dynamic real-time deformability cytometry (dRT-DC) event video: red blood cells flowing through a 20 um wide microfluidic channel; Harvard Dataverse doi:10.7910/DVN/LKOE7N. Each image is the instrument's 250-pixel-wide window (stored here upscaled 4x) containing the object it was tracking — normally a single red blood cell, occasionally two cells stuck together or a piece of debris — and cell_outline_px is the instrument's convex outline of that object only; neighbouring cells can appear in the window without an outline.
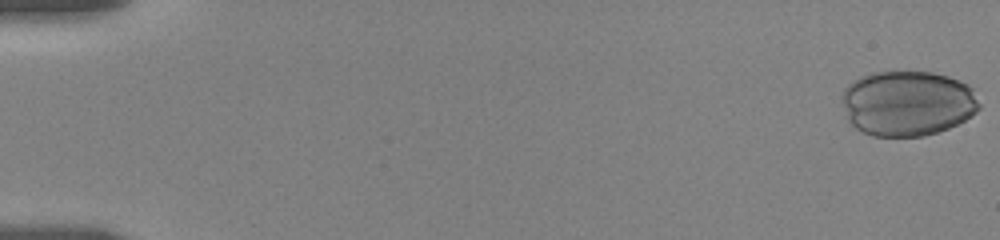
{"species": "human", "species_latin": "Homo sapiens", "temperature_condition": "room temperature", "stored_images_in_passage": 53, "camera_frame_rate_fps": 3000, "um_per_image_px": 0.085, "donor": {"sex": "female"}, "frame": {"image": 1, "passage_image": 1, "time_ms": 0.0, "image_size_px": [1000, 240], "cell_outline_px": [[980, 108], [972, 116], [948, 128], [924, 136], [872, 136], [856, 128], [848, 120], [844, 104], [844, 88], [848, 84], [860, 76], [872, 72], [932, 72], [948, 76], [968, 84], [972, 88], [980, 104]], "centroid_in_image_um": [77.17, 8.77], "position_along_channel_um": 7.8, "area_um2": 52.08}}
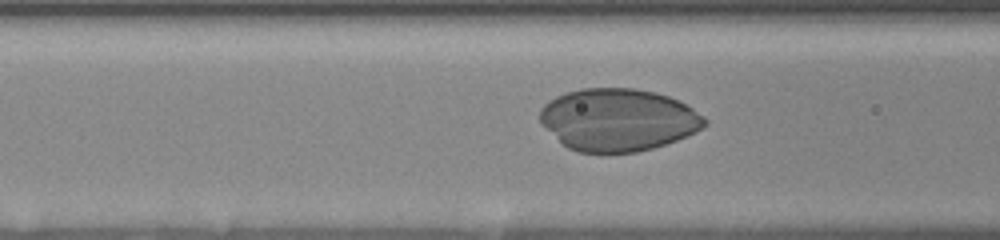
{"frame": {"image": 2, "passage_image": 24, "time_ms": 7.667, "image_size_px": [1000, 240], "cell_outline_px": [[708, 124], [676, 140], [652, 148], [636, 152], [580, 152], [568, 148], [540, 124], [540, 108], [548, 100], [564, 92], [580, 88], [636, 88], [656, 92], [668, 96], [692, 108], [704, 116], [708, 120]], "centroid_in_image_um": [52.5, 10.16], "position_along_channel_um": 114.1, "area_um2": 59.77}}
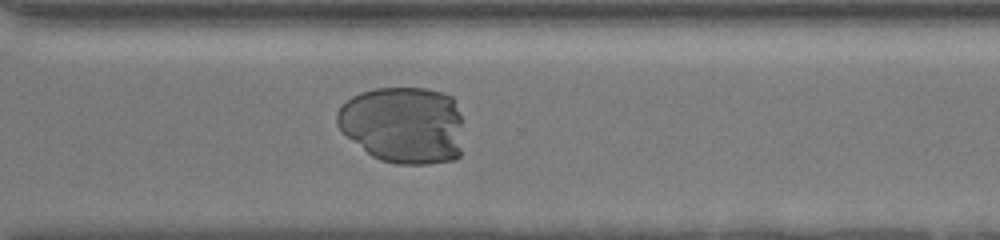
{"frame": {"image": 3, "passage_image": 44, "time_ms": 14.0, "image_size_px": [1000, 240], "cell_outline_px": [[460, 156], [456, 160], [424, 164], [396, 164], [380, 160], [372, 156], [352, 140], [336, 124], [336, 112], [352, 96], [360, 92], [376, 88], [428, 88], [444, 92], [452, 96], [460, 116]], "centroid_in_image_um": [34.29, 10.61], "position_along_channel_um": 336.3, "area_um2": 56.82}}